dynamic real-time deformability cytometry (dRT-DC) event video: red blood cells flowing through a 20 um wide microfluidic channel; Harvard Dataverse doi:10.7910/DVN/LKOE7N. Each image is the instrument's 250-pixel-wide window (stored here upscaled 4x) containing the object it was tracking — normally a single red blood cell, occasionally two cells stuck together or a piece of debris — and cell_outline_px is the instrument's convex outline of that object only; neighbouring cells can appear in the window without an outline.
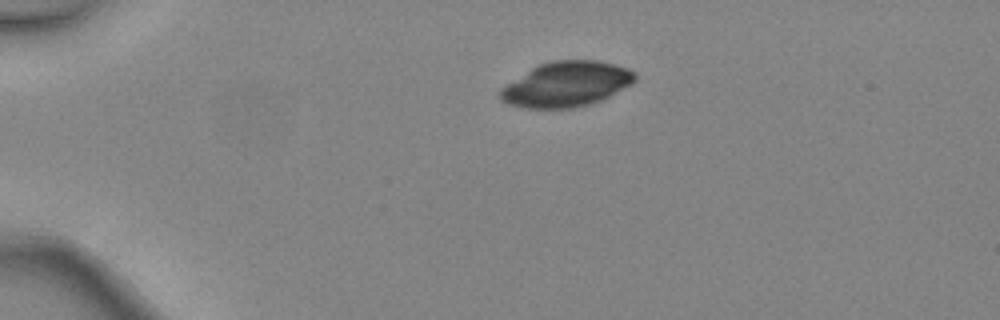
{"species": "common noctule bat (a hibernating species)", "species_latin": "Nyctalus noctula", "temperature_condition": "warm", "stored_images_in_passage": 2, "camera_frame_rate_fps": 3000, "um_per_image_px": 0.085, "animal": {"sex": "female", "body_mass_g": 24.6, "forearm_length_mm": 56.2}, "frame": {"image": 1, "passage_image": 1, "time_ms": 0.0, "image_size_px": [1000, 320], "cell_outline_px": [[636, 80], [608, 96], [600, 100], [588, 104], [572, 108], [520, 108], [508, 104], [500, 100], [496, 96], [500, 88], [532, 68], [540, 64], [552, 60], [596, 60], [628, 68], [636, 72]], "centroid_in_image_um": [48.08, 7.16], "position_along_channel_um": 36.9, "area_um2": 35.26}}